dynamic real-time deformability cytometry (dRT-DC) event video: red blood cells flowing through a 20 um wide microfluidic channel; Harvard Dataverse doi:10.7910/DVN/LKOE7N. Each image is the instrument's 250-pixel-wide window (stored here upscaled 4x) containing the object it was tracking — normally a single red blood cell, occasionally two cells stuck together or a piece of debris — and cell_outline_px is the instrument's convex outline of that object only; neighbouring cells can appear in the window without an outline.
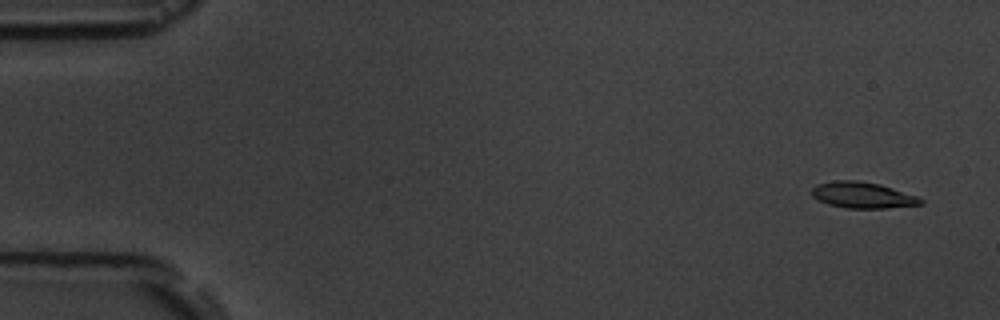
{"species": "common noctule bat (a hibernating species)", "species_latin": "Nyctalus noctula", "temperature_condition": "room temperature", "stored_images_in_passage": 4, "camera_frame_rate_fps": 3000, "um_per_image_px": 0.085, "animal": {"sex": "male", "body_mass_g": 19.5, "forearm_length_mm": 54.6}, "frame": {"image": 1, "passage_image": 1, "time_ms": 0.0, "image_size_px": [1000, 320], "cell_outline_px": [[924, 204], [888, 208], [844, 208], [828, 204], [812, 196], [812, 188], [816, 184], [832, 180], [856, 180], [880, 184], [920, 196], [924, 200]], "centroid_in_image_um": [73.36, 16.58], "position_along_channel_um": 11.6, "area_um2": 16.82}}
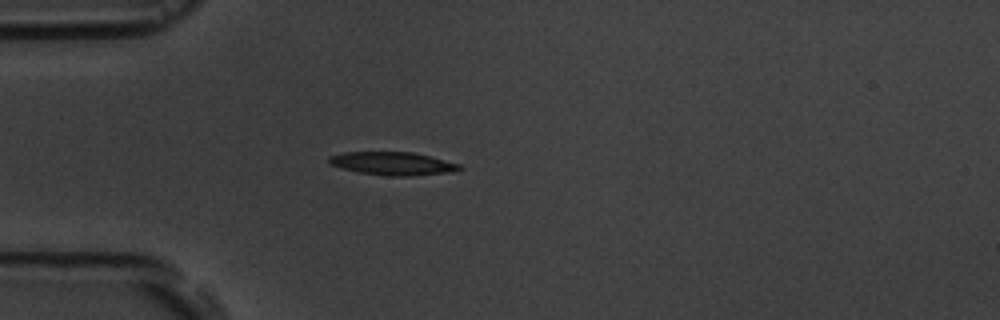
{"frame": {"image": 2, "passage_image": 4, "time_ms": 4.333, "image_size_px": [1000, 320], "cell_outline_px": [[464, 168], [452, 172], [408, 176], [392, 176], [360, 172], [328, 164], [328, 156], [344, 152], [412, 152], [460, 164]], "centroid_in_image_um": [33.38, 13.89], "position_along_channel_um": 51.6, "area_um2": 17.4}}